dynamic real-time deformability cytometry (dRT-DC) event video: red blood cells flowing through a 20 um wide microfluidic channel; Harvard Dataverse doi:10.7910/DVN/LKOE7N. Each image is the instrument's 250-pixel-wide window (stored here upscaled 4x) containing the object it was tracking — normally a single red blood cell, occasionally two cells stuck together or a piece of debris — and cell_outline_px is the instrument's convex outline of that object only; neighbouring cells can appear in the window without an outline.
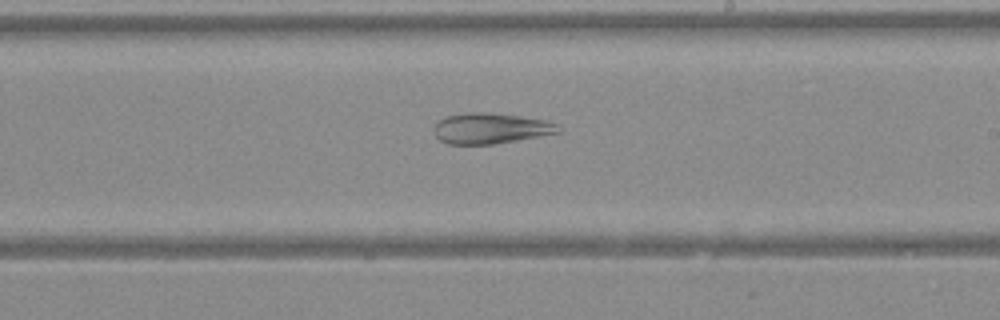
{"species": "Egyptian fruit bat (a non-hibernating species)", "species_latin": "Rousettus aegyptiacus", "temperature_condition": "warm", "stored_images_in_passage": 41, "camera_frame_rate_fps": 3000, "um_per_image_px": 0.085, "animal": {"sex": "female"}, "frame": {"image": 1, "passage_image": 24, "time_ms": 7.667, "image_size_px": [1000, 320], "cell_outline_px": [[564, 128], [560, 132], [540, 136], [492, 144], [448, 144], [440, 140], [436, 136], [432, 128], [440, 120], [448, 116], [468, 112], [484, 112], [520, 116], [544, 120], [556, 124]], "centroid_in_image_um": [41.71, 10.91], "position_along_channel_um": 247.3, "area_um2": 22.08}}
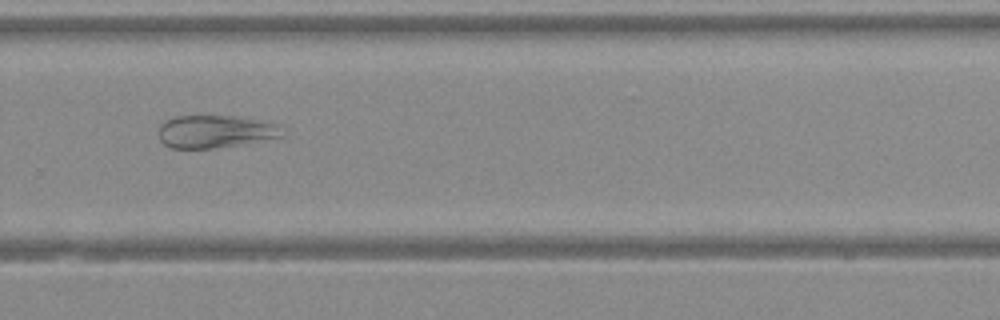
{"frame": {"image": 2, "passage_image": 28, "time_ms": 9.0, "image_size_px": [1000, 320], "cell_outline_px": [[284, 136], [216, 148], [172, 148], [164, 144], [160, 140], [156, 132], [156, 128], [164, 120], [176, 116], [232, 116], [256, 120], [276, 124]], "centroid_in_image_um": [18.17, 11.18], "position_along_channel_um": 311.6, "area_um2": 23.35}}
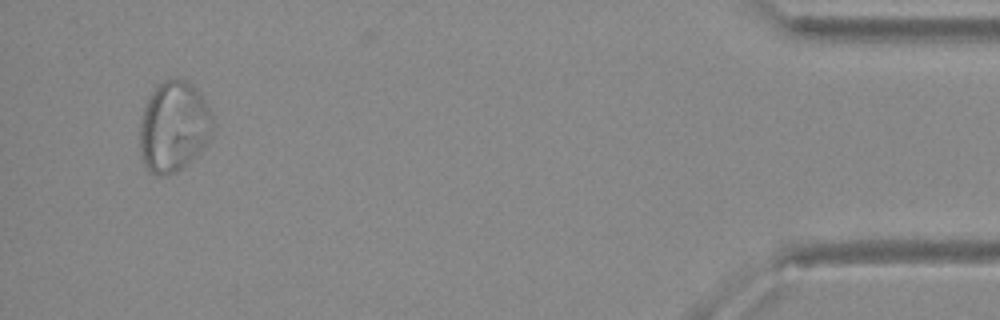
{"frame": {"image": 3, "passage_image": 39, "time_ms": 12.667, "image_size_px": [1000, 320], "cell_outline_px": [[212, 120], [208, 140], [200, 152], [176, 172], [164, 176], [156, 176], [148, 172], [140, 156], [140, 120], [148, 96], [164, 80], [184, 80], [192, 84], [200, 92], [212, 116]], "centroid_in_image_um": [14.72, 10.8], "position_along_channel_um": 420.5, "area_um2": 38.26}}